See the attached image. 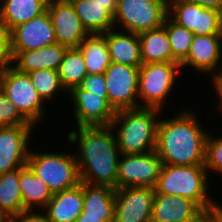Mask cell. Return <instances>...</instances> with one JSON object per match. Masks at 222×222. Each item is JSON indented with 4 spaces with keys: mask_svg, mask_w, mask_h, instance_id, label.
<instances>
[{
    "mask_svg": "<svg viewBox=\"0 0 222 222\" xmlns=\"http://www.w3.org/2000/svg\"><path fill=\"white\" fill-rule=\"evenodd\" d=\"M104 76L108 102L115 111L139 108V67L111 62Z\"/></svg>",
    "mask_w": 222,
    "mask_h": 222,
    "instance_id": "8fae6325",
    "label": "cell"
},
{
    "mask_svg": "<svg viewBox=\"0 0 222 222\" xmlns=\"http://www.w3.org/2000/svg\"><path fill=\"white\" fill-rule=\"evenodd\" d=\"M114 218H93V217H84L82 212L75 220V222H113Z\"/></svg>",
    "mask_w": 222,
    "mask_h": 222,
    "instance_id": "60d3db41",
    "label": "cell"
},
{
    "mask_svg": "<svg viewBox=\"0 0 222 222\" xmlns=\"http://www.w3.org/2000/svg\"><path fill=\"white\" fill-rule=\"evenodd\" d=\"M167 16L168 0H118L114 28L139 34L162 27Z\"/></svg>",
    "mask_w": 222,
    "mask_h": 222,
    "instance_id": "52a82bcc",
    "label": "cell"
},
{
    "mask_svg": "<svg viewBox=\"0 0 222 222\" xmlns=\"http://www.w3.org/2000/svg\"><path fill=\"white\" fill-rule=\"evenodd\" d=\"M162 168V160L156 150L144 154L124 155L118 159L117 189L124 187L156 186Z\"/></svg>",
    "mask_w": 222,
    "mask_h": 222,
    "instance_id": "30bf717a",
    "label": "cell"
},
{
    "mask_svg": "<svg viewBox=\"0 0 222 222\" xmlns=\"http://www.w3.org/2000/svg\"><path fill=\"white\" fill-rule=\"evenodd\" d=\"M109 50L110 62L140 67L142 63L138 33L111 29L103 34Z\"/></svg>",
    "mask_w": 222,
    "mask_h": 222,
    "instance_id": "44dd1931",
    "label": "cell"
},
{
    "mask_svg": "<svg viewBox=\"0 0 222 222\" xmlns=\"http://www.w3.org/2000/svg\"><path fill=\"white\" fill-rule=\"evenodd\" d=\"M67 48L65 45L55 43L36 50L10 51L11 66L21 73L39 69L58 71Z\"/></svg>",
    "mask_w": 222,
    "mask_h": 222,
    "instance_id": "d6986e66",
    "label": "cell"
},
{
    "mask_svg": "<svg viewBox=\"0 0 222 222\" xmlns=\"http://www.w3.org/2000/svg\"><path fill=\"white\" fill-rule=\"evenodd\" d=\"M0 41H9V30L6 27L5 20L0 14Z\"/></svg>",
    "mask_w": 222,
    "mask_h": 222,
    "instance_id": "b9f144b4",
    "label": "cell"
},
{
    "mask_svg": "<svg viewBox=\"0 0 222 222\" xmlns=\"http://www.w3.org/2000/svg\"><path fill=\"white\" fill-rule=\"evenodd\" d=\"M202 211L190 199L155 193L151 222H193Z\"/></svg>",
    "mask_w": 222,
    "mask_h": 222,
    "instance_id": "ac0fdd59",
    "label": "cell"
},
{
    "mask_svg": "<svg viewBox=\"0 0 222 222\" xmlns=\"http://www.w3.org/2000/svg\"><path fill=\"white\" fill-rule=\"evenodd\" d=\"M209 177L204 165L162 164L154 191L190 199L202 210H209L220 204L209 195L212 192Z\"/></svg>",
    "mask_w": 222,
    "mask_h": 222,
    "instance_id": "277c9868",
    "label": "cell"
},
{
    "mask_svg": "<svg viewBox=\"0 0 222 222\" xmlns=\"http://www.w3.org/2000/svg\"><path fill=\"white\" fill-rule=\"evenodd\" d=\"M205 8H213L222 12V0H189Z\"/></svg>",
    "mask_w": 222,
    "mask_h": 222,
    "instance_id": "74e56055",
    "label": "cell"
},
{
    "mask_svg": "<svg viewBox=\"0 0 222 222\" xmlns=\"http://www.w3.org/2000/svg\"><path fill=\"white\" fill-rule=\"evenodd\" d=\"M168 16L195 35L222 34V12L189 0H168Z\"/></svg>",
    "mask_w": 222,
    "mask_h": 222,
    "instance_id": "9c48e42d",
    "label": "cell"
},
{
    "mask_svg": "<svg viewBox=\"0 0 222 222\" xmlns=\"http://www.w3.org/2000/svg\"><path fill=\"white\" fill-rule=\"evenodd\" d=\"M77 16L89 34H104L114 29L113 16L93 0H70Z\"/></svg>",
    "mask_w": 222,
    "mask_h": 222,
    "instance_id": "d4e9b609",
    "label": "cell"
},
{
    "mask_svg": "<svg viewBox=\"0 0 222 222\" xmlns=\"http://www.w3.org/2000/svg\"><path fill=\"white\" fill-rule=\"evenodd\" d=\"M162 110L139 107L116 111L109 125L120 154H144L156 149L157 127Z\"/></svg>",
    "mask_w": 222,
    "mask_h": 222,
    "instance_id": "3957f363",
    "label": "cell"
},
{
    "mask_svg": "<svg viewBox=\"0 0 222 222\" xmlns=\"http://www.w3.org/2000/svg\"><path fill=\"white\" fill-rule=\"evenodd\" d=\"M57 43L48 11L9 32L10 51H30Z\"/></svg>",
    "mask_w": 222,
    "mask_h": 222,
    "instance_id": "9a60e30c",
    "label": "cell"
},
{
    "mask_svg": "<svg viewBox=\"0 0 222 222\" xmlns=\"http://www.w3.org/2000/svg\"><path fill=\"white\" fill-rule=\"evenodd\" d=\"M97 1L99 4L103 5V8L106 9L112 16L115 15L117 10L118 0H93Z\"/></svg>",
    "mask_w": 222,
    "mask_h": 222,
    "instance_id": "f35d334b",
    "label": "cell"
},
{
    "mask_svg": "<svg viewBox=\"0 0 222 222\" xmlns=\"http://www.w3.org/2000/svg\"><path fill=\"white\" fill-rule=\"evenodd\" d=\"M58 74L66 92L77 86L88 75L83 54L78 47L67 48Z\"/></svg>",
    "mask_w": 222,
    "mask_h": 222,
    "instance_id": "f1b7e54d",
    "label": "cell"
},
{
    "mask_svg": "<svg viewBox=\"0 0 222 222\" xmlns=\"http://www.w3.org/2000/svg\"><path fill=\"white\" fill-rule=\"evenodd\" d=\"M69 104H72L73 117L79 126H108L111 124L116 111L108 102V95H96L78 86L68 92Z\"/></svg>",
    "mask_w": 222,
    "mask_h": 222,
    "instance_id": "7c38bea8",
    "label": "cell"
},
{
    "mask_svg": "<svg viewBox=\"0 0 222 222\" xmlns=\"http://www.w3.org/2000/svg\"><path fill=\"white\" fill-rule=\"evenodd\" d=\"M3 94V79H2V74H0V95Z\"/></svg>",
    "mask_w": 222,
    "mask_h": 222,
    "instance_id": "f6af8a7d",
    "label": "cell"
},
{
    "mask_svg": "<svg viewBox=\"0 0 222 222\" xmlns=\"http://www.w3.org/2000/svg\"><path fill=\"white\" fill-rule=\"evenodd\" d=\"M142 63L177 62L164 26L139 33Z\"/></svg>",
    "mask_w": 222,
    "mask_h": 222,
    "instance_id": "cb8c5ba5",
    "label": "cell"
},
{
    "mask_svg": "<svg viewBox=\"0 0 222 222\" xmlns=\"http://www.w3.org/2000/svg\"><path fill=\"white\" fill-rule=\"evenodd\" d=\"M178 111L171 119L160 117L155 150L162 164L204 165L208 129L202 127L196 110Z\"/></svg>",
    "mask_w": 222,
    "mask_h": 222,
    "instance_id": "7a4b0ae2",
    "label": "cell"
},
{
    "mask_svg": "<svg viewBox=\"0 0 222 222\" xmlns=\"http://www.w3.org/2000/svg\"><path fill=\"white\" fill-rule=\"evenodd\" d=\"M215 132L209 134L206 140V152H205V168L207 172H215L222 174V136L214 135ZM222 176V175H221Z\"/></svg>",
    "mask_w": 222,
    "mask_h": 222,
    "instance_id": "1f68e13d",
    "label": "cell"
},
{
    "mask_svg": "<svg viewBox=\"0 0 222 222\" xmlns=\"http://www.w3.org/2000/svg\"><path fill=\"white\" fill-rule=\"evenodd\" d=\"M213 92L217 93V97L219 99V102H217L218 104L216 109L220 110L219 114H222V90H214Z\"/></svg>",
    "mask_w": 222,
    "mask_h": 222,
    "instance_id": "7bdbcfd3",
    "label": "cell"
},
{
    "mask_svg": "<svg viewBox=\"0 0 222 222\" xmlns=\"http://www.w3.org/2000/svg\"><path fill=\"white\" fill-rule=\"evenodd\" d=\"M49 0H3L0 14L9 32L20 24L26 23L47 10Z\"/></svg>",
    "mask_w": 222,
    "mask_h": 222,
    "instance_id": "484cf974",
    "label": "cell"
},
{
    "mask_svg": "<svg viewBox=\"0 0 222 222\" xmlns=\"http://www.w3.org/2000/svg\"><path fill=\"white\" fill-rule=\"evenodd\" d=\"M34 128V125L0 127V174L26 166Z\"/></svg>",
    "mask_w": 222,
    "mask_h": 222,
    "instance_id": "4fadbf2b",
    "label": "cell"
},
{
    "mask_svg": "<svg viewBox=\"0 0 222 222\" xmlns=\"http://www.w3.org/2000/svg\"><path fill=\"white\" fill-rule=\"evenodd\" d=\"M115 189L83 183L84 217L114 218Z\"/></svg>",
    "mask_w": 222,
    "mask_h": 222,
    "instance_id": "603a6c76",
    "label": "cell"
},
{
    "mask_svg": "<svg viewBox=\"0 0 222 222\" xmlns=\"http://www.w3.org/2000/svg\"><path fill=\"white\" fill-rule=\"evenodd\" d=\"M80 89L96 95H107L105 76L103 74H88L78 85Z\"/></svg>",
    "mask_w": 222,
    "mask_h": 222,
    "instance_id": "836d02e7",
    "label": "cell"
},
{
    "mask_svg": "<svg viewBox=\"0 0 222 222\" xmlns=\"http://www.w3.org/2000/svg\"><path fill=\"white\" fill-rule=\"evenodd\" d=\"M210 78V82H212L211 86H213L215 90H222V63L218 71Z\"/></svg>",
    "mask_w": 222,
    "mask_h": 222,
    "instance_id": "ab89813d",
    "label": "cell"
},
{
    "mask_svg": "<svg viewBox=\"0 0 222 222\" xmlns=\"http://www.w3.org/2000/svg\"><path fill=\"white\" fill-rule=\"evenodd\" d=\"M3 94L19 112L34 126L45 119L46 102L37 93L27 73L18 72L10 66L2 73Z\"/></svg>",
    "mask_w": 222,
    "mask_h": 222,
    "instance_id": "ba28073f",
    "label": "cell"
},
{
    "mask_svg": "<svg viewBox=\"0 0 222 222\" xmlns=\"http://www.w3.org/2000/svg\"><path fill=\"white\" fill-rule=\"evenodd\" d=\"M19 186L26 211L42 212L52 199L48 186L27 165L19 168Z\"/></svg>",
    "mask_w": 222,
    "mask_h": 222,
    "instance_id": "7402d4cb",
    "label": "cell"
},
{
    "mask_svg": "<svg viewBox=\"0 0 222 222\" xmlns=\"http://www.w3.org/2000/svg\"><path fill=\"white\" fill-rule=\"evenodd\" d=\"M8 222H47V219L43 212L27 211L10 217Z\"/></svg>",
    "mask_w": 222,
    "mask_h": 222,
    "instance_id": "d590c367",
    "label": "cell"
},
{
    "mask_svg": "<svg viewBox=\"0 0 222 222\" xmlns=\"http://www.w3.org/2000/svg\"><path fill=\"white\" fill-rule=\"evenodd\" d=\"M222 61V34L194 35L187 57L180 63L181 69L191 68L211 77Z\"/></svg>",
    "mask_w": 222,
    "mask_h": 222,
    "instance_id": "e0dca14e",
    "label": "cell"
},
{
    "mask_svg": "<svg viewBox=\"0 0 222 222\" xmlns=\"http://www.w3.org/2000/svg\"><path fill=\"white\" fill-rule=\"evenodd\" d=\"M0 210L8 219L27 212L19 186V168L0 174Z\"/></svg>",
    "mask_w": 222,
    "mask_h": 222,
    "instance_id": "83f0119b",
    "label": "cell"
},
{
    "mask_svg": "<svg viewBox=\"0 0 222 222\" xmlns=\"http://www.w3.org/2000/svg\"><path fill=\"white\" fill-rule=\"evenodd\" d=\"M154 194L150 187L115 189L113 222H151Z\"/></svg>",
    "mask_w": 222,
    "mask_h": 222,
    "instance_id": "5bb4252c",
    "label": "cell"
},
{
    "mask_svg": "<svg viewBox=\"0 0 222 222\" xmlns=\"http://www.w3.org/2000/svg\"><path fill=\"white\" fill-rule=\"evenodd\" d=\"M32 81L34 88L42 99L48 104L53 99L66 93V89L62 86L58 71L51 69H39L27 73ZM61 94H58L60 93ZM58 95V96H56ZM49 101V102H48Z\"/></svg>",
    "mask_w": 222,
    "mask_h": 222,
    "instance_id": "f546056e",
    "label": "cell"
},
{
    "mask_svg": "<svg viewBox=\"0 0 222 222\" xmlns=\"http://www.w3.org/2000/svg\"><path fill=\"white\" fill-rule=\"evenodd\" d=\"M77 129L66 132V138L69 144H78L74 153L80 181L117 189L120 151L111 127L79 126Z\"/></svg>",
    "mask_w": 222,
    "mask_h": 222,
    "instance_id": "6da1fadb",
    "label": "cell"
},
{
    "mask_svg": "<svg viewBox=\"0 0 222 222\" xmlns=\"http://www.w3.org/2000/svg\"><path fill=\"white\" fill-rule=\"evenodd\" d=\"M163 26L170 41L173 58L181 63L188 55L194 38V33L175 23L169 16L165 18Z\"/></svg>",
    "mask_w": 222,
    "mask_h": 222,
    "instance_id": "4dcf8cb0",
    "label": "cell"
},
{
    "mask_svg": "<svg viewBox=\"0 0 222 222\" xmlns=\"http://www.w3.org/2000/svg\"><path fill=\"white\" fill-rule=\"evenodd\" d=\"M180 70L181 65L178 62L142 64L139 67L138 78L139 107L157 108L163 111L171 92L177 91L173 88L179 82Z\"/></svg>",
    "mask_w": 222,
    "mask_h": 222,
    "instance_id": "8992f818",
    "label": "cell"
},
{
    "mask_svg": "<svg viewBox=\"0 0 222 222\" xmlns=\"http://www.w3.org/2000/svg\"><path fill=\"white\" fill-rule=\"evenodd\" d=\"M54 152L30 149L26 163L53 194L71 189L81 182L75 153Z\"/></svg>",
    "mask_w": 222,
    "mask_h": 222,
    "instance_id": "5b68a950",
    "label": "cell"
},
{
    "mask_svg": "<svg viewBox=\"0 0 222 222\" xmlns=\"http://www.w3.org/2000/svg\"><path fill=\"white\" fill-rule=\"evenodd\" d=\"M0 222H8V218L0 210Z\"/></svg>",
    "mask_w": 222,
    "mask_h": 222,
    "instance_id": "ee69618b",
    "label": "cell"
},
{
    "mask_svg": "<svg viewBox=\"0 0 222 222\" xmlns=\"http://www.w3.org/2000/svg\"><path fill=\"white\" fill-rule=\"evenodd\" d=\"M11 66L9 41H0V74Z\"/></svg>",
    "mask_w": 222,
    "mask_h": 222,
    "instance_id": "8d00e7d4",
    "label": "cell"
},
{
    "mask_svg": "<svg viewBox=\"0 0 222 222\" xmlns=\"http://www.w3.org/2000/svg\"><path fill=\"white\" fill-rule=\"evenodd\" d=\"M33 125L17 109V107L4 95H0V127Z\"/></svg>",
    "mask_w": 222,
    "mask_h": 222,
    "instance_id": "d6a6232c",
    "label": "cell"
},
{
    "mask_svg": "<svg viewBox=\"0 0 222 222\" xmlns=\"http://www.w3.org/2000/svg\"><path fill=\"white\" fill-rule=\"evenodd\" d=\"M47 11L57 43L68 48L79 47L89 35L70 1L49 0Z\"/></svg>",
    "mask_w": 222,
    "mask_h": 222,
    "instance_id": "2e32d148",
    "label": "cell"
},
{
    "mask_svg": "<svg viewBox=\"0 0 222 222\" xmlns=\"http://www.w3.org/2000/svg\"><path fill=\"white\" fill-rule=\"evenodd\" d=\"M83 54L88 74H103L110 65L106 37L89 34L78 47Z\"/></svg>",
    "mask_w": 222,
    "mask_h": 222,
    "instance_id": "4316f807",
    "label": "cell"
},
{
    "mask_svg": "<svg viewBox=\"0 0 222 222\" xmlns=\"http://www.w3.org/2000/svg\"><path fill=\"white\" fill-rule=\"evenodd\" d=\"M193 222H222V204L203 210Z\"/></svg>",
    "mask_w": 222,
    "mask_h": 222,
    "instance_id": "e575fe53",
    "label": "cell"
},
{
    "mask_svg": "<svg viewBox=\"0 0 222 222\" xmlns=\"http://www.w3.org/2000/svg\"><path fill=\"white\" fill-rule=\"evenodd\" d=\"M83 210V182L77 186L53 194L42 211L47 222H75Z\"/></svg>",
    "mask_w": 222,
    "mask_h": 222,
    "instance_id": "ffe728a7",
    "label": "cell"
}]
</instances>
